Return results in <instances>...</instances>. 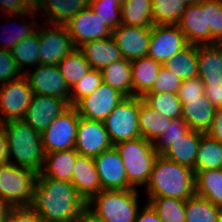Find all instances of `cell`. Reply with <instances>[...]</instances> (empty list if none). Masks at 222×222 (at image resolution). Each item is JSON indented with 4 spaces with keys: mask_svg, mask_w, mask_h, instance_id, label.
Returning a JSON list of instances; mask_svg holds the SVG:
<instances>
[{
    "mask_svg": "<svg viewBox=\"0 0 222 222\" xmlns=\"http://www.w3.org/2000/svg\"><path fill=\"white\" fill-rule=\"evenodd\" d=\"M86 204L71 182L37 175L31 207L44 222H76Z\"/></svg>",
    "mask_w": 222,
    "mask_h": 222,
    "instance_id": "obj_1",
    "label": "cell"
},
{
    "mask_svg": "<svg viewBox=\"0 0 222 222\" xmlns=\"http://www.w3.org/2000/svg\"><path fill=\"white\" fill-rule=\"evenodd\" d=\"M148 198L168 197L186 201L195 194L194 170L159 154L146 185Z\"/></svg>",
    "mask_w": 222,
    "mask_h": 222,
    "instance_id": "obj_2",
    "label": "cell"
},
{
    "mask_svg": "<svg viewBox=\"0 0 222 222\" xmlns=\"http://www.w3.org/2000/svg\"><path fill=\"white\" fill-rule=\"evenodd\" d=\"M1 124L7 139L9 162L33 170L37 174L41 173L45 158L41 133L31 128L24 120Z\"/></svg>",
    "mask_w": 222,
    "mask_h": 222,
    "instance_id": "obj_3",
    "label": "cell"
},
{
    "mask_svg": "<svg viewBox=\"0 0 222 222\" xmlns=\"http://www.w3.org/2000/svg\"><path fill=\"white\" fill-rule=\"evenodd\" d=\"M125 166L128 183L137 186L147 185L156 157L159 155L154 149L153 142L143 137L122 141L114 145Z\"/></svg>",
    "mask_w": 222,
    "mask_h": 222,
    "instance_id": "obj_4",
    "label": "cell"
},
{
    "mask_svg": "<svg viewBox=\"0 0 222 222\" xmlns=\"http://www.w3.org/2000/svg\"><path fill=\"white\" fill-rule=\"evenodd\" d=\"M137 189L102 190L86 204L104 222H135L139 210Z\"/></svg>",
    "mask_w": 222,
    "mask_h": 222,
    "instance_id": "obj_5",
    "label": "cell"
},
{
    "mask_svg": "<svg viewBox=\"0 0 222 222\" xmlns=\"http://www.w3.org/2000/svg\"><path fill=\"white\" fill-rule=\"evenodd\" d=\"M37 173L7 162L0 165V198L12 207L31 206Z\"/></svg>",
    "mask_w": 222,
    "mask_h": 222,
    "instance_id": "obj_6",
    "label": "cell"
},
{
    "mask_svg": "<svg viewBox=\"0 0 222 222\" xmlns=\"http://www.w3.org/2000/svg\"><path fill=\"white\" fill-rule=\"evenodd\" d=\"M140 96L126 97L103 121L113 146L141 137L139 130Z\"/></svg>",
    "mask_w": 222,
    "mask_h": 222,
    "instance_id": "obj_7",
    "label": "cell"
},
{
    "mask_svg": "<svg viewBox=\"0 0 222 222\" xmlns=\"http://www.w3.org/2000/svg\"><path fill=\"white\" fill-rule=\"evenodd\" d=\"M79 120L80 116L74 106L55 118L41 133L44 154L73 149Z\"/></svg>",
    "mask_w": 222,
    "mask_h": 222,
    "instance_id": "obj_8",
    "label": "cell"
},
{
    "mask_svg": "<svg viewBox=\"0 0 222 222\" xmlns=\"http://www.w3.org/2000/svg\"><path fill=\"white\" fill-rule=\"evenodd\" d=\"M42 24L43 27L38 26L37 28L39 30L40 65H58L76 48L66 25L40 23V25Z\"/></svg>",
    "mask_w": 222,
    "mask_h": 222,
    "instance_id": "obj_9",
    "label": "cell"
},
{
    "mask_svg": "<svg viewBox=\"0 0 222 222\" xmlns=\"http://www.w3.org/2000/svg\"><path fill=\"white\" fill-rule=\"evenodd\" d=\"M32 97L33 91L24 75L18 80L1 84L0 123L23 120Z\"/></svg>",
    "mask_w": 222,
    "mask_h": 222,
    "instance_id": "obj_10",
    "label": "cell"
},
{
    "mask_svg": "<svg viewBox=\"0 0 222 222\" xmlns=\"http://www.w3.org/2000/svg\"><path fill=\"white\" fill-rule=\"evenodd\" d=\"M126 96L104 82L74 107L82 118L103 122Z\"/></svg>",
    "mask_w": 222,
    "mask_h": 222,
    "instance_id": "obj_11",
    "label": "cell"
},
{
    "mask_svg": "<svg viewBox=\"0 0 222 222\" xmlns=\"http://www.w3.org/2000/svg\"><path fill=\"white\" fill-rule=\"evenodd\" d=\"M188 45L177 25H153L147 56L164 65Z\"/></svg>",
    "mask_w": 222,
    "mask_h": 222,
    "instance_id": "obj_12",
    "label": "cell"
},
{
    "mask_svg": "<svg viewBox=\"0 0 222 222\" xmlns=\"http://www.w3.org/2000/svg\"><path fill=\"white\" fill-rule=\"evenodd\" d=\"M34 70L26 69L24 74L33 91V95L62 98L70 105V88L57 65H38Z\"/></svg>",
    "mask_w": 222,
    "mask_h": 222,
    "instance_id": "obj_13",
    "label": "cell"
},
{
    "mask_svg": "<svg viewBox=\"0 0 222 222\" xmlns=\"http://www.w3.org/2000/svg\"><path fill=\"white\" fill-rule=\"evenodd\" d=\"M66 27L75 48H79L86 42L106 39L112 36L113 31L103 23V20L94 13L90 6L75 15L66 24Z\"/></svg>",
    "mask_w": 222,
    "mask_h": 222,
    "instance_id": "obj_14",
    "label": "cell"
},
{
    "mask_svg": "<svg viewBox=\"0 0 222 222\" xmlns=\"http://www.w3.org/2000/svg\"><path fill=\"white\" fill-rule=\"evenodd\" d=\"M102 190L134 189L129 183L122 158L113 146L94 157Z\"/></svg>",
    "mask_w": 222,
    "mask_h": 222,
    "instance_id": "obj_15",
    "label": "cell"
},
{
    "mask_svg": "<svg viewBox=\"0 0 222 222\" xmlns=\"http://www.w3.org/2000/svg\"><path fill=\"white\" fill-rule=\"evenodd\" d=\"M113 147L103 122L80 117L74 149L79 155L96 157Z\"/></svg>",
    "mask_w": 222,
    "mask_h": 222,
    "instance_id": "obj_16",
    "label": "cell"
},
{
    "mask_svg": "<svg viewBox=\"0 0 222 222\" xmlns=\"http://www.w3.org/2000/svg\"><path fill=\"white\" fill-rule=\"evenodd\" d=\"M185 35L188 44L212 45L216 40L207 27L206 0L186 6L179 22L176 24Z\"/></svg>",
    "mask_w": 222,
    "mask_h": 222,
    "instance_id": "obj_17",
    "label": "cell"
},
{
    "mask_svg": "<svg viewBox=\"0 0 222 222\" xmlns=\"http://www.w3.org/2000/svg\"><path fill=\"white\" fill-rule=\"evenodd\" d=\"M69 107V103L62 98L33 95L23 120L31 128L42 133L55 118Z\"/></svg>",
    "mask_w": 222,
    "mask_h": 222,
    "instance_id": "obj_18",
    "label": "cell"
},
{
    "mask_svg": "<svg viewBox=\"0 0 222 222\" xmlns=\"http://www.w3.org/2000/svg\"><path fill=\"white\" fill-rule=\"evenodd\" d=\"M152 27H133L120 25L112 31V37L124 59L133 61L146 57Z\"/></svg>",
    "mask_w": 222,
    "mask_h": 222,
    "instance_id": "obj_19",
    "label": "cell"
},
{
    "mask_svg": "<svg viewBox=\"0 0 222 222\" xmlns=\"http://www.w3.org/2000/svg\"><path fill=\"white\" fill-rule=\"evenodd\" d=\"M182 103V119L191 130L206 133L211 126L215 110L205 92L200 96L179 97Z\"/></svg>",
    "mask_w": 222,
    "mask_h": 222,
    "instance_id": "obj_20",
    "label": "cell"
},
{
    "mask_svg": "<svg viewBox=\"0 0 222 222\" xmlns=\"http://www.w3.org/2000/svg\"><path fill=\"white\" fill-rule=\"evenodd\" d=\"M90 0H34V10L44 15L40 22L66 25L75 15L89 6Z\"/></svg>",
    "mask_w": 222,
    "mask_h": 222,
    "instance_id": "obj_21",
    "label": "cell"
},
{
    "mask_svg": "<svg viewBox=\"0 0 222 222\" xmlns=\"http://www.w3.org/2000/svg\"><path fill=\"white\" fill-rule=\"evenodd\" d=\"M71 184L86 203L102 191L94 158L77 156L72 170Z\"/></svg>",
    "mask_w": 222,
    "mask_h": 222,
    "instance_id": "obj_22",
    "label": "cell"
},
{
    "mask_svg": "<svg viewBox=\"0 0 222 222\" xmlns=\"http://www.w3.org/2000/svg\"><path fill=\"white\" fill-rule=\"evenodd\" d=\"M78 49L83 53L91 68L96 70H102L105 66L123 59L112 36L86 42Z\"/></svg>",
    "mask_w": 222,
    "mask_h": 222,
    "instance_id": "obj_23",
    "label": "cell"
},
{
    "mask_svg": "<svg viewBox=\"0 0 222 222\" xmlns=\"http://www.w3.org/2000/svg\"><path fill=\"white\" fill-rule=\"evenodd\" d=\"M203 134V132L189 129L161 155L195 172L196 155Z\"/></svg>",
    "mask_w": 222,
    "mask_h": 222,
    "instance_id": "obj_24",
    "label": "cell"
},
{
    "mask_svg": "<svg viewBox=\"0 0 222 222\" xmlns=\"http://www.w3.org/2000/svg\"><path fill=\"white\" fill-rule=\"evenodd\" d=\"M198 77L204 86L222 85V61L213 45H198Z\"/></svg>",
    "mask_w": 222,
    "mask_h": 222,
    "instance_id": "obj_25",
    "label": "cell"
},
{
    "mask_svg": "<svg viewBox=\"0 0 222 222\" xmlns=\"http://www.w3.org/2000/svg\"><path fill=\"white\" fill-rule=\"evenodd\" d=\"M79 154L73 149L45 153L42 174L55 180L71 182L72 170Z\"/></svg>",
    "mask_w": 222,
    "mask_h": 222,
    "instance_id": "obj_26",
    "label": "cell"
},
{
    "mask_svg": "<svg viewBox=\"0 0 222 222\" xmlns=\"http://www.w3.org/2000/svg\"><path fill=\"white\" fill-rule=\"evenodd\" d=\"M162 64L148 56L131 61L133 96H143L154 85Z\"/></svg>",
    "mask_w": 222,
    "mask_h": 222,
    "instance_id": "obj_27",
    "label": "cell"
},
{
    "mask_svg": "<svg viewBox=\"0 0 222 222\" xmlns=\"http://www.w3.org/2000/svg\"><path fill=\"white\" fill-rule=\"evenodd\" d=\"M101 72L105 84L117 89L126 97L133 96L131 61L123 58L105 66Z\"/></svg>",
    "mask_w": 222,
    "mask_h": 222,
    "instance_id": "obj_28",
    "label": "cell"
},
{
    "mask_svg": "<svg viewBox=\"0 0 222 222\" xmlns=\"http://www.w3.org/2000/svg\"><path fill=\"white\" fill-rule=\"evenodd\" d=\"M163 66L183 81L198 77V46L189 44Z\"/></svg>",
    "mask_w": 222,
    "mask_h": 222,
    "instance_id": "obj_29",
    "label": "cell"
},
{
    "mask_svg": "<svg viewBox=\"0 0 222 222\" xmlns=\"http://www.w3.org/2000/svg\"><path fill=\"white\" fill-rule=\"evenodd\" d=\"M195 194L222 209V169L196 171Z\"/></svg>",
    "mask_w": 222,
    "mask_h": 222,
    "instance_id": "obj_30",
    "label": "cell"
},
{
    "mask_svg": "<svg viewBox=\"0 0 222 222\" xmlns=\"http://www.w3.org/2000/svg\"><path fill=\"white\" fill-rule=\"evenodd\" d=\"M121 24L133 27H152V0H128L121 5Z\"/></svg>",
    "mask_w": 222,
    "mask_h": 222,
    "instance_id": "obj_31",
    "label": "cell"
},
{
    "mask_svg": "<svg viewBox=\"0 0 222 222\" xmlns=\"http://www.w3.org/2000/svg\"><path fill=\"white\" fill-rule=\"evenodd\" d=\"M214 169H222V144L204 133L196 155L195 172Z\"/></svg>",
    "mask_w": 222,
    "mask_h": 222,
    "instance_id": "obj_32",
    "label": "cell"
},
{
    "mask_svg": "<svg viewBox=\"0 0 222 222\" xmlns=\"http://www.w3.org/2000/svg\"><path fill=\"white\" fill-rule=\"evenodd\" d=\"M165 128L166 117L151 109L140 96L139 130L141 137L154 143Z\"/></svg>",
    "mask_w": 222,
    "mask_h": 222,
    "instance_id": "obj_33",
    "label": "cell"
},
{
    "mask_svg": "<svg viewBox=\"0 0 222 222\" xmlns=\"http://www.w3.org/2000/svg\"><path fill=\"white\" fill-rule=\"evenodd\" d=\"M39 30L29 37L20 40L11 50L19 69L25 74L26 67L34 68L40 65L39 62Z\"/></svg>",
    "mask_w": 222,
    "mask_h": 222,
    "instance_id": "obj_34",
    "label": "cell"
},
{
    "mask_svg": "<svg viewBox=\"0 0 222 222\" xmlns=\"http://www.w3.org/2000/svg\"><path fill=\"white\" fill-rule=\"evenodd\" d=\"M143 101L158 113L173 120L182 118V103L175 93H145Z\"/></svg>",
    "mask_w": 222,
    "mask_h": 222,
    "instance_id": "obj_35",
    "label": "cell"
},
{
    "mask_svg": "<svg viewBox=\"0 0 222 222\" xmlns=\"http://www.w3.org/2000/svg\"><path fill=\"white\" fill-rule=\"evenodd\" d=\"M57 66L70 89L92 69L78 48L67 55Z\"/></svg>",
    "mask_w": 222,
    "mask_h": 222,
    "instance_id": "obj_36",
    "label": "cell"
},
{
    "mask_svg": "<svg viewBox=\"0 0 222 222\" xmlns=\"http://www.w3.org/2000/svg\"><path fill=\"white\" fill-rule=\"evenodd\" d=\"M220 209L206 198L194 194L185 202V222H217Z\"/></svg>",
    "mask_w": 222,
    "mask_h": 222,
    "instance_id": "obj_37",
    "label": "cell"
},
{
    "mask_svg": "<svg viewBox=\"0 0 222 222\" xmlns=\"http://www.w3.org/2000/svg\"><path fill=\"white\" fill-rule=\"evenodd\" d=\"M186 5L180 0H152V19L154 25H176Z\"/></svg>",
    "mask_w": 222,
    "mask_h": 222,
    "instance_id": "obj_38",
    "label": "cell"
},
{
    "mask_svg": "<svg viewBox=\"0 0 222 222\" xmlns=\"http://www.w3.org/2000/svg\"><path fill=\"white\" fill-rule=\"evenodd\" d=\"M162 222H185V202L178 198L158 197L147 199Z\"/></svg>",
    "mask_w": 222,
    "mask_h": 222,
    "instance_id": "obj_39",
    "label": "cell"
},
{
    "mask_svg": "<svg viewBox=\"0 0 222 222\" xmlns=\"http://www.w3.org/2000/svg\"><path fill=\"white\" fill-rule=\"evenodd\" d=\"M38 12H36L34 10V8L30 11V12H27L26 14L24 15H7L8 18H6V20H9L7 22H10L13 24V26L15 25V22L14 21H10L12 18L15 19V18H22L23 16L24 17H31L32 21L30 22V25L29 23H27L28 20H25L24 22H21V26L20 27H17V28H20V29H16V26H15V29L14 30H10L11 33L8 37L6 36V39L1 37V41L3 42L2 45L0 44V50H8V51H11L13 49V47L20 41V40H23L24 38L26 37H29L31 36L32 34H34L36 31H37V28L39 26L38 24V20H37V14ZM31 15V16H30ZM12 26V25H11ZM5 28V27H3ZM35 28V29H34ZM2 29V28H1ZM7 29V28H6ZM13 29V28H12ZM18 30V31H16ZM2 31V30H1ZM4 35V34H3Z\"/></svg>",
    "mask_w": 222,
    "mask_h": 222,
    "instance_id": "obj_40",
    "label": "cell"
},
{
    "mask_svg": "<svg viewBox=\"0 0 222 222\" xmlns=\"http://www.w3.org/2000/svg\"><path fill=\"white\" fill-rule=\"evenodd\" d=\"M103 83L101 70L91 69L70 89V106H75L81 99L90 95Z\"/></svg>",
    "mask_w": 222,
    "mask_h": 222,
    "instance_id": "obj_41",
    "label": "cell"
},
{
    "mask_svg": "<svg viewBox=\"0 0 222 222\" xmlns=\"http://www.w3.org/2000/svg\"><path fill=\"white\" fill-rule=\"evenodd\" d=\"M89 6L110 29L121 25V4L118 0H90Z\"/></svg>",
    "mask_w": 222,
    "mask_h": 222,
    "instance_id": "obj_42",
    "label": "cell"
},
{
    "mask_svg": "<svg viewBox=\"0 0 222 222\" xmlns=\"http://www.w3.org/2000/svg\"><path fill=\"white\" fill-rule=\"evenodd\" d=\"M188 130V125L182 118L171 120L166 117V128L162 135L153 143L154 149L158 154H162Z\"/></svg>",
    "mask_w": 222,
    "mask_h": 222,
    "instance_id": "obj_43",
    "label": "cell"
},
{
    "mask_svg": "<svg viewBox=\"0 0 222 222\" xmlns=\"http://www.w3.org/2000/svg\"><path fill=\"white\" fill-rule=\"evenodd\" d=\"M182 79L168 71L163 65L161 66L153 87L146 93H175L182 84Z\"/></svg>",
    "mask_w": 222,
    "mask_h": 222,
    "instance_id": "obj_44",
    "label": "cell"
},
{
    "mask_svg": "<svg viewBox=\"0 0 222 222\" xmlns=\"http://www.w3.org/2000/svg\"><path fill=\"white\" fill-rule=\"evenodd\" d=\"M207 27L217 40L222 35V0H206Z\"/></svg>",
    "mask_w": 222,
    "mask_h": 222,
    "instance_id": "obj_45",
    "label": "cell"
},
{
    "mask_svg": "<svg viewBox=\"0 0 222 222\" xmlns=\"http://www.w3.org/2000/svg\"><path fill=\"white\" fill-rule=\"evenodd\" d=\"M23 75V72L12 57L11 51L0 50V84L18 80Z\"/></svg>",
    "mask_w": 222,
    "mask_h": 222,
    "instance_id": "obj_46",
    "label": "cell"
},
{
    "mask_svg": "<svg viewBox=\"0 0 222 222\" xmlns=\"http://www.w3.org/2000/svg\"><path fill=\"white\" fill-rule=\"evenodd\" d=\"M34 8V0H0L3 15H24Z\"/></svg>",
    "mask_w": 222,
    "mask_h": 222,
    "instance_id": "obj_47",
    "label": "cell"
},
{
    "mask_svg": "<svg viewBox=\"0 0 222 222\" xmlns=\"http://www.w3.org/2000/svg\"><path fill=\"white\" fill-rule=\"evenodd\" d=\"M6 222H44L31 207H13Z\"/></svg>",
    "mask_w": 222,
    "mask_h": 222,
    "instance_id": "obj_48",
    "label": "cell"
},
{
    "mask_svg": "<svg viewBox=\"0 0 222 222\" xmlns=\"http://www.w3.org/2000/svg\"><path fill=\"white\" fill-rule=\"evenodd\" d=\"M205 92L204 84L199 77L182 81L178 97L200 96Z\"/></svg>",
    "mask_w": 222,
    "mask_h": 222,
    "instance_id": "obj_49",
    "label": "cell"
},
{
    "mask_svg": "<svg viewBox=\"0 0 222 222\" xmlns=\"http://www.w3.org/2000/svg\"><path fill=\"white\" fill-rule=\"evenodd\" d=\"M206 134L222 144V107L215 110L211 126Z\"/></svg>",
    "mask_w": 222,
    "mask_h": 222,
    "instance_id": "obj_50",
    "label": "cell"
},
{
    "mask_svg": "<svg viewBox=\"0 0 222 222\" xmlns=\"http://www.w3.org/2000/svg\"><path fill=\"white\" fill-rule=\"evenodd\" d=\"M135 222H162L153 206L147 202L143 209L138 210Z\"/></svg>",
    "mask_w": 222,
    "mask_h": 222,
    "instance_id": "obj_51",
    "label": "cell"
},
{
    "mask_svg": "<svg viewBox=\"0 0 222 222\" xmlns=\"http://www.w3.org/2000/svg\"><path fill=\"white\" fill-rule=\"evenodd\" d=\"M205 95L207 98L213 103L214 107L221 108L222 107V85L216 86H204Z\"/></svg>",
    "mask_w": 222,
    "mask_h": 222,
    "instance_id": "obj_52",
    "label": "cell"
},
{
    "mask_svg": "<svg viewBox=\"0 0 222 222\" xmlns=\"http://www.w3.org/2000/svg\"><path fill=\"white\" fill-rule=\"evenodd\" d=\"M9 162L8 144L5 130L0 123V165Z\"/></svg>",
    "mask_w": 222,
    "mask_h": 222,
    "instance_id": "obj_53",
    "label": "cell"
},
{
    "mask_svg": "<svg viewBox=\"0 0 222 222\" xmlns=\"http://www.w3.org/2000/svg\"><path fill=\"white\" fill-rule=\"evenodd\" d=\"M76 222H104V220L97 216L92 210L87 206L81 211Z\"/></svg>",
    "mask_w": 222,
    "mask_h": 222,
    "instance_id": "obj_54",
    "label": "cell"
},
{
    "mask_svg": "<svg viewBox=\"0 0 222 222\" xmlns=\"http://www.w3.org/2000/svg\"><path fill=\"white\" fill-rule=\"evenodd\" d=\"M12 208L13 207L7 201L0 198V222H6L8 220Z\"/></svg>",
    "mask_w": 222,
    "mask_h": 222,
    "instance_id": "obj_55",
    "label": "cell"
},
{
    "mask_svg": "<svg viewBox=\"0 0 222 222\" xmlns=\"http://www.w3.org/2000/svg\"><path fill=\"white\" fill-rule=\"evenodd\" d=\"M180 1L183 2L186 6H188V5L197 4L200 0H180Z\"/></svg>",
    "mask_w": 222,
    "mask_h": 222,
    "instance_id": "obj_56",
    "label": "cell"
},
{
    "mask_svg": "<svg viewBox=\"0 0 222 222\" xmlns=\"http://www.w3.org/2000/svg\"><path fill=\"white\" fill-rule=\"evenodd\" d=\"M216 50L218 51L219 55H220V58H221V61H222V45H213Z\"/></svg>",
    "mask_w": 222,
    "mask_h": 222,
    "instance_id": "obj_57",
    "label": "cell"
},
{
    "mask_svg": "<svg viewBox=\"0 0 222 222\" xmlns=\"http://www.w3.org/2000/svg\"><path fill=\"white\" fill-rule=\"evenodd\" d=\"M212 45H222V35Z\"/></svg>",
    "mask_w": 222,
    "mask_h": 222,
    "instance_id": "obj_58",
    "label": "cell"
},
{
    "mask_svg": "<svg viewBox=\"0 0 222 222\" xmlns=\"http://www.w3.org/2000/svg\"><path fill=\"white\" fill-rule=\"evenodd\" d=\"M217 222H222V209L219 211Z\"/></svg>",
    "mask_w": 222,
    "mask_h": 222,
    "instance_id": "obj_59",
    "label": "cell"
},
{
    "mask_svg": "<svg viewBox=\"0 0 222 222\" xmlns=\"http://www.w3.org/2000/svg\"><path fill=\"white\" fill-rule=\"evenodd\" d=\"M128 0H118V2L122 5L124 3H126Z\"/></svg>",
    "mask_w": 222,
    "mask_h": 222,
    "instance_id": "obj_60",
    "label": "cell"
}]
</instances>
